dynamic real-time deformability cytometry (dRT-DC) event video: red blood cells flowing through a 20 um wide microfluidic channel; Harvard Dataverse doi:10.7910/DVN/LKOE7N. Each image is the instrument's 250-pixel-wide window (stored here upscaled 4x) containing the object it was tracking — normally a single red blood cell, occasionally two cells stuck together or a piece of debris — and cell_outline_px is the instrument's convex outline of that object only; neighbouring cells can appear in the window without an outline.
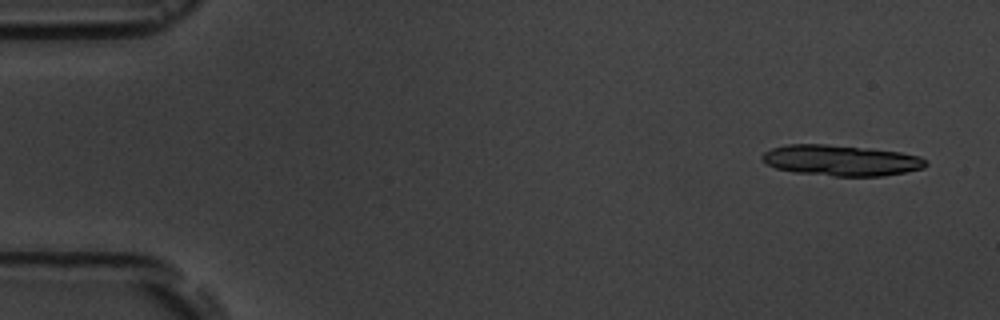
{"species": "common noctule bat (a hibernating species)", "species_latin": "Nyctalus noctula", "temperature_condition": "room temperature", "stored_images_in_passage": 4, "camera_frame_rate_fps": 3000, "um_per_image_px": 0.085, "animal": {"sex": "male", "body_mass_g": 19.5, "forearm_length_mm": 54.6}, "frame": {"image": 1, "passage_image": 1, "time_ms": 0.0, "image_size_px": [1000, 320], "cell_outline_px": [[928, 164], [924, 168], [904, 172], [880, 176], [832, 176], [796, 172], [776, 168], [768, 164], [760, 156], [764, 152], [772, 148], [788, 144], [828, 144], [868, 148], [900, 152], [920, 156], [928, 160]], "centroid_in_image_um": [71.52, 13.62], "position_along_channel_um": 13.5, "area_um2": 29.36}}